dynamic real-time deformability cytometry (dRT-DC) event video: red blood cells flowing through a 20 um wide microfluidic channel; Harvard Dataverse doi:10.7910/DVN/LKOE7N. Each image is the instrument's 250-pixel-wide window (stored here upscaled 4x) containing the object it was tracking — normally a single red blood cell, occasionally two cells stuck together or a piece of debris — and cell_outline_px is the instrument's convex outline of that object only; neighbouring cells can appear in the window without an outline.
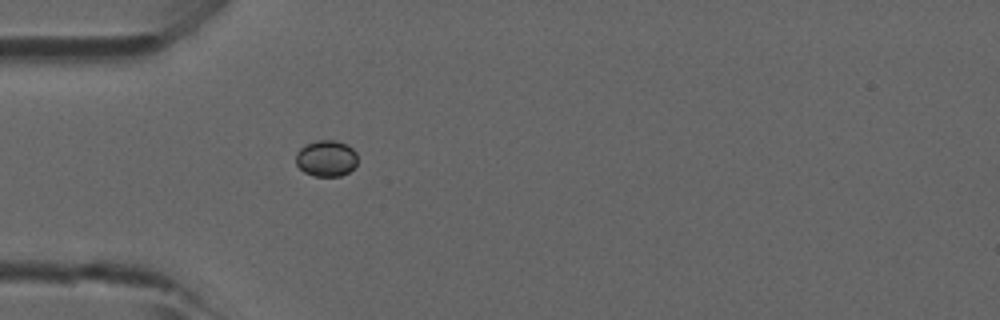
{"species": "common noctule bat (a hibernating species)", "species_latin": "Nyctalus noctula", "temperature_condition": "room temperature", "stored_images_in_passage": 1, "camera_frame_rate_fps": 3000, "um_per_image_px": 0.085, "animal": {"sex": "male", "forearm_length_mm": 52.5}, "frame": {"image": 1, "passage_image": 1, "time_ms": 0.0, "image_size_px": [1000, 320], "cell_outline_px": [[356, 164], [348, 172], [340, 176], [312, 176], [304, 172], [296, 164], [296, 152], [300, 148], [316, 140], [332, 140], [348, 144], [356, 152]], "centroid_in_image_um": [27.72, 13.46], "position_along_channel_um": 57.3, "area_um2": 13.01}}